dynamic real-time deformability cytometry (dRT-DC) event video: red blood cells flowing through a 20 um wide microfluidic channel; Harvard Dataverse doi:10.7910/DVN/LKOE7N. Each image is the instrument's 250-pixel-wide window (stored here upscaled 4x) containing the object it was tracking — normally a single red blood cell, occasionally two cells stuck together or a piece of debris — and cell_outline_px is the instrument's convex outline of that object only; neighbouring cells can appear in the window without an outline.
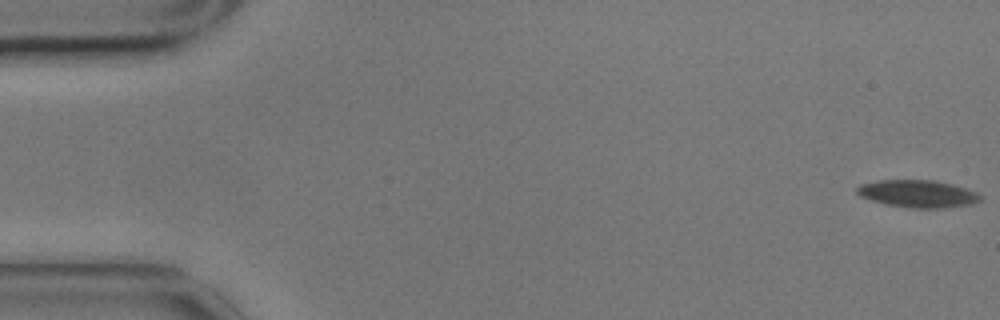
{"species": "common noctule bat (a hibernating species)", "species_latin": "Nyctalus noctula", "temperature_condition": "cold", "stored_images_in_passage": 59, "camera_frame_rate_fps": 3000, "um_per_image_px": 0.085, "animal": {"sex": "male", "body_mass_g": 17.9}, "frame": {"image": 1, "passage_image": 1, "time_ms": 0.0, "image_size_px": [1000, 320], "cell_outline_px": [[984, 196], [980, 200], [972, 204], [944, 208], [912, 208], [884, 204], [860, 196], [856, 192], [856, 188], [860, 184], [880, 180], [936, 180], [952, 184], [976, 192]], "centroid_in_image_um": [78.02, 16.47], "position_along_channel_um": 7.0, "area_um2": 19.77}}
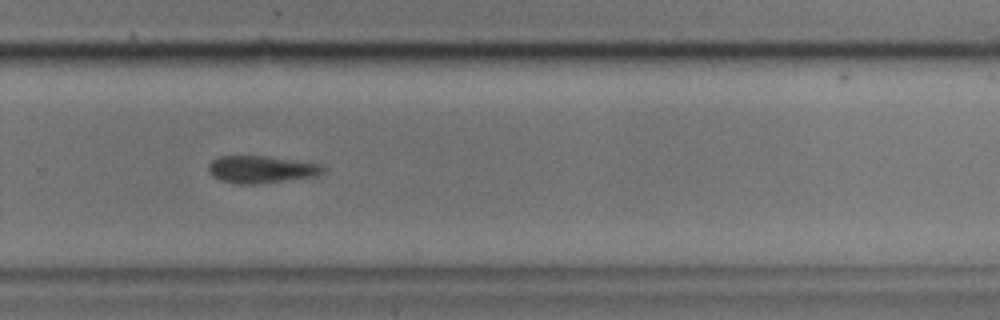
{"frame": {"image": 2, "passage_image": 39, "time_ms": 12.667, "image_size_px": [1000, 320], "cell_outline_px": [[328, 168], [324, 172], [316, 176], [256, 184], [240, 184], [220, 180], [212, 176], [208, 172], [208, 164], [212, 160], [220, 156], [268, 156], [324, 164]], "centroid_in_image_um": [22.24, 14.39], "position_along_channel_um": 307.6, "area_um2": 18.44}}
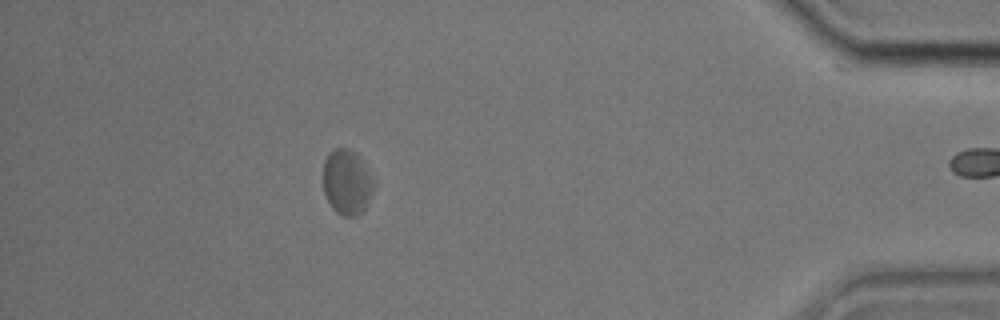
{"frame": {"image": 3, "passage_image": 52, "time_ms": 17.0, "image_size_px": [1000, 320], "cell_outline_px": [[376, 184], [364, 208], [356, 216], [344, 216], [336, 212], [332, 208], [324, 192], [324, 160], [328, 152], [332, 148], [348, 148], [356, 152], [376, 180]], "centroid_in_image_um": [29.5, 15.44], "position_along_channel_um": 405.7, "area_um2": 19.36}, "authors_computed_cell_mechanics": {"area_um2": 19.8254, "velocity_mm_per_s": 3.4216, "shape_relaxation_time_tau1_ms": 2.1337, "shape_relaxation_time_tau2_ms": null, "deformation_change_tau1": 0.077, "deformation_change_tau2": null}}